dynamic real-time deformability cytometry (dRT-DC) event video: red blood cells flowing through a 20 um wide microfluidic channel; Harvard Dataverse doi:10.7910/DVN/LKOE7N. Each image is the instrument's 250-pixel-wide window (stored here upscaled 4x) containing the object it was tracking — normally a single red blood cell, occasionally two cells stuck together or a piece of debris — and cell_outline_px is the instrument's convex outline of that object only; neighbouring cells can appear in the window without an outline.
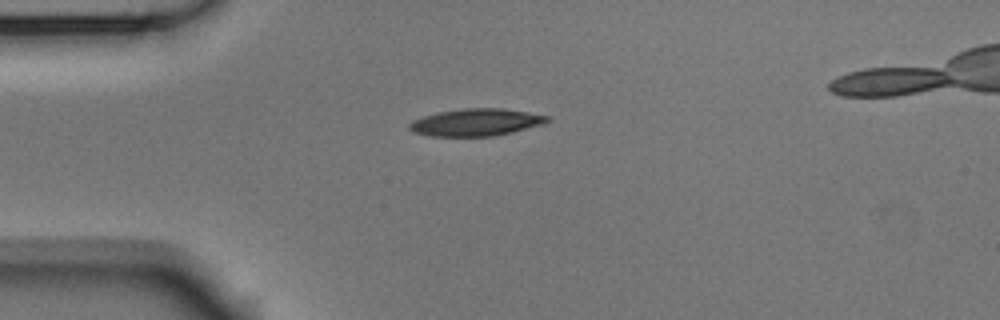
{"species": "Egyptian fruit bat (a non-hibernating species)", "species_latin": "Rousettus aegyptiacus", "temperature_condition": "room temperature", "stored_images_in_passage": 40, "camera_frame_rate_fps": 3000, "um_per_image_px": 0.085, "animal": {"sex": "male"}, "frame": {"image": 1, "passage_image": 1, "time_ms": 0.0, "image_size_px": [1000, 320], "cell_outline_px": [[552, 120], [544, 124], [512, 132], [492, 136], [432, 136], [416, 132], [408, 128], [408, 124], [412, 120], [424, 116], [440, 112], [464, 108], [500, 108], [528, 112], [548, 116]], "centroid_in_image_um": [40.49, 10.39], "position_along_channel_um": 44.5, "area_um2": 21.73}}
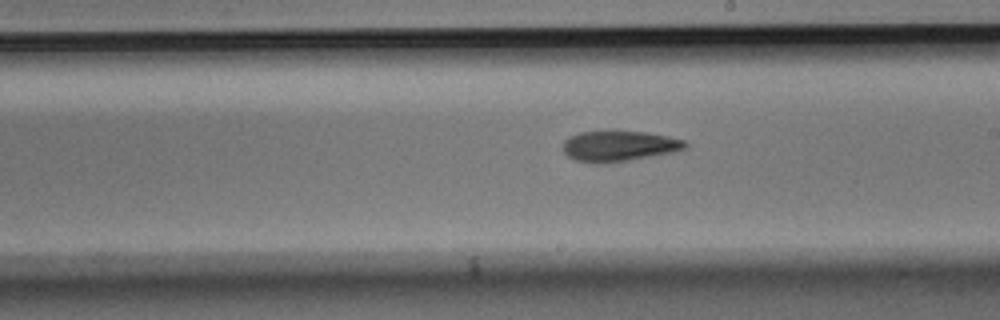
{"frame": {"image": 2, "passage_image": 18, "time_ms": 5.667, "image_size_px": [1000, 320], "cell_outline_px": [[688, 148], [672, 152], [628, 160], [604, 164], [596, 164], [576, 160], [568, 156], [564, 152], [564, 140], [568, 136], [580, 132], [644, 132], [668, 136], [684, 140], [688, 144]], "centroid_in_image_um": [52.61, 12.43], "position_along_channel_um": 236.4, "area_um2": 21.56}}
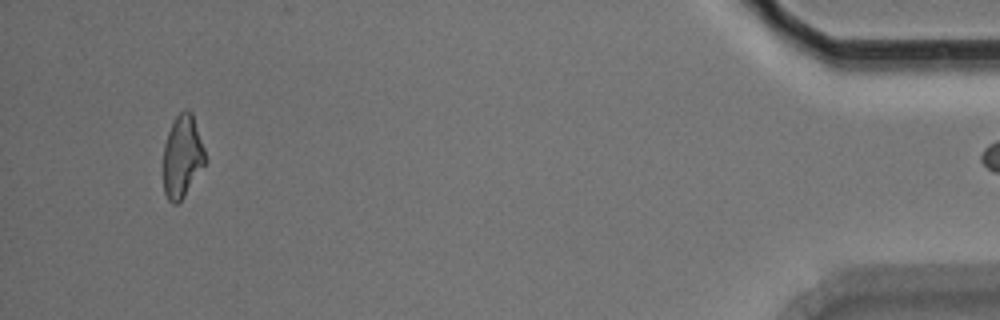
{"frame": {"image": 3, "passage_image": 39, "time_ms": 12.667, "image_size_px": [1000, 320], "cell_outline_px": [[208, 160], [184, 196], [176, 204], [172, 204], [168, 200], [164, 192], [164, 144], [168, 132], [176, 116], [184, 108], [188, 108], [192, 112]], "centroid_in_image_um": [15.51, 13.28], "position_along_channel_um": 419.7, "area_um2": 20.17}}